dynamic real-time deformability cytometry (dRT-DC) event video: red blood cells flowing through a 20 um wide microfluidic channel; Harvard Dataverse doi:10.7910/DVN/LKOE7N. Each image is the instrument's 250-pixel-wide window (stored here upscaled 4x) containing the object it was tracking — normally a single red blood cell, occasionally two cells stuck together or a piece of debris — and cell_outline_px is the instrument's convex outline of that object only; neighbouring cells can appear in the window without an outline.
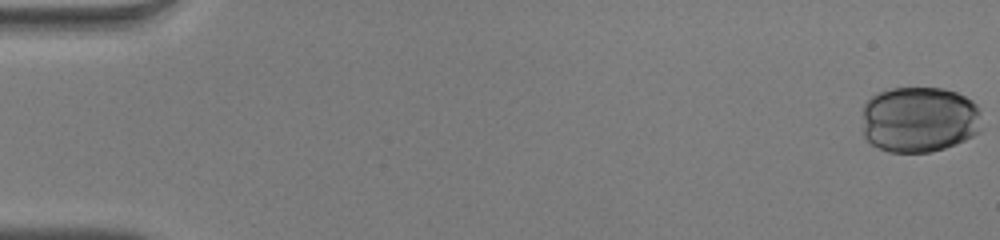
{"species": "human", "species_latin": "Homo sapiens", "temperature_condition": "warm", "stored_images_in_passage": 43, "camera_frame_rate_fps": 3000, "um_per_image_px": 0.085, "donor": {"sex": "male"}, "frame": {"image": 1, "passage_image": 1, "time_ms": 0.0, "image_size_px": [1000, 240], "cell_outline_px": [[980, 112], [976, 132], [972, 136], [964, 140], [944, 148], [928, 152], [888, 152], [872, 144], [864, 136], [864, 104], [876, 92], [892, 88], [940, 88], [956, 92], [972, 100], [976, 104]], "centroid_in_image_um": [78.11, 10.14], "position_along_channel_um": 6.9, "area_um2": 45.66}}
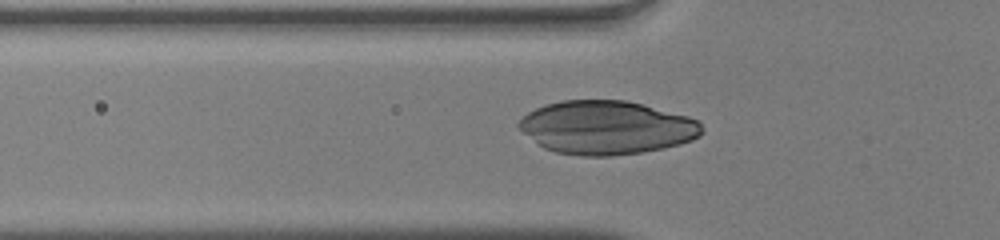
{"frame": {"image": 2, "passage_image": 19, "time_ms": 6.0, "image_size_px": [1000, 240], "cell_outline_px": [[704, 132], [700, 136], [692, 140], [664, 148], [640, 152], [612, 156], [580, 156], [556, 152], [544, 148], [524, 132], [516, 124], [528, 112], [544, 104], [560, 100], [624, 100], [688, 116], [700, 120]], "centroid_in_image_um": [51.57, 10.84], "position_along_channel_um": 74.2, "area_um2": 56.99}}
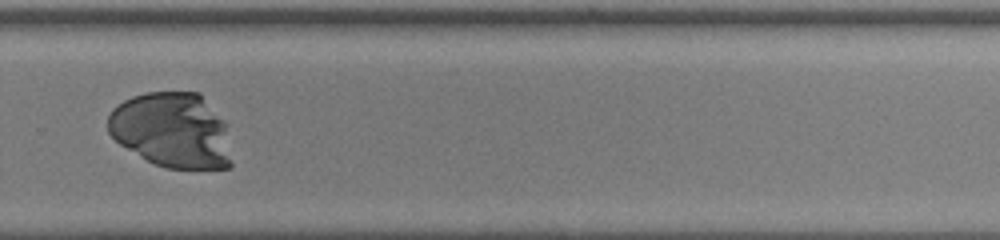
{"frame": {"image": 3, "passage_image": 37, "time_ms": 12.0, "image_size_px": [1000, 240], "cell_outline_px": [[232, 168], [168, 168], [156, 164], [148, 160], [120, 144], [108, 132], [108, 116], [112, 108], [124, 100], [132, 96], [148, 92], [200, 92], [228, 124], [232, 164]], "centroid_in_image_um": [14.67, 11.05], "position_along_channel_um": 315.1, "area_um2": 54.79}}